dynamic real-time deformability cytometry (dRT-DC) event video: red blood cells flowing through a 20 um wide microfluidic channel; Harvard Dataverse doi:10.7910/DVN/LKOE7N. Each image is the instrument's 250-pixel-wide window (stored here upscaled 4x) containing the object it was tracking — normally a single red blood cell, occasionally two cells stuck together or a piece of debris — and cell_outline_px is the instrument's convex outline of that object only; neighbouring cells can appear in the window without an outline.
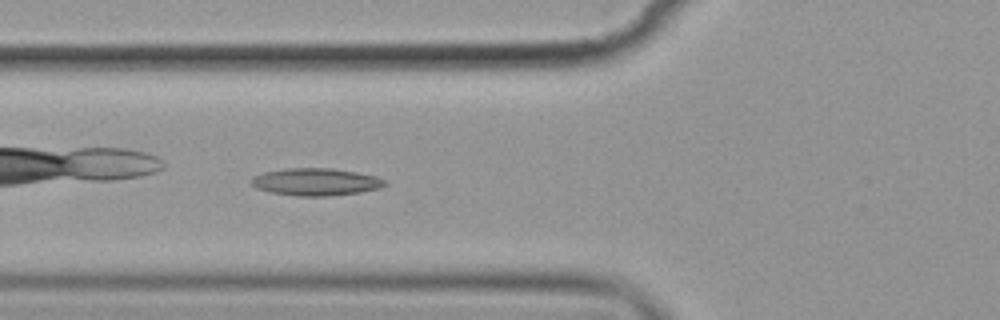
{"species": "common noctule bat (a hibernating species)", "species_latin": "Nyctalus noctula", "temperature_condition": "cold", "stored_images_in_passage": 7, "camera_frame_rate_fps": 3000, "um_per_image_px": 0.085, "animal": {"sex": "female", "body_mass_g": 19.9}, "frame": {"image": 1, "passage_image": 7, "time_ms": 7.0, "image_size_px": [1000, 320], "cell_outline_px": [[388, 184], [380, 188], [360, 192], [328, 196], [296, 196], [272, 192], [256, 188], [252, 184], [252, 176], [264, 172], [284, 168], [332, 168], [356, 172], [376, 176], [384, 180]], "centroid_in_image_um": [26.85, 15.45], "position_along_channel_um": 99.0, "area_um2": 21.27}}